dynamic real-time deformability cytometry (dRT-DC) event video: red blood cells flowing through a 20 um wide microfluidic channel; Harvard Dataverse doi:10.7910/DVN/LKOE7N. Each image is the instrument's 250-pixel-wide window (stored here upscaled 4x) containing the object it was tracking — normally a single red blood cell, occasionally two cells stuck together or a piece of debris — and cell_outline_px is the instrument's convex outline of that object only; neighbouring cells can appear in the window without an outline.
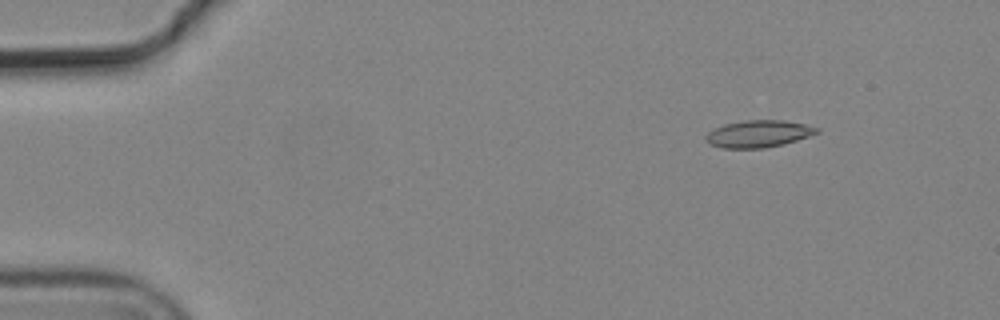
{"species": "common noctule bat (a hibernating species)", "species_latin": "Nyctalus noctula", "temperature_condition": "cold", "stored_images_in_passage": 5, "camera_frame_rate_fps": 3000, "um_per_image_px": 0.085, "animal": {"sex": "male", "body_mass_g": 19.2, "forearm_length_mm": 51.8}, "frame": {"image": 1, "passage_image": 1, "time_ms": 0.0, "image_size_px": [1000, 320], "cell_outline_px": [[820, 132], [784, 144], [764, 148], [724, 148], [708, 144], [704, 140], [704, 136], [708, 132], [724, 124], [744, 120], [784, 120], [804, 124], [820, 128]], "centroid_in_image_um": [64.45, 11.37], "position_along_channel_um": 20.6, "area_um2": 17.57}}
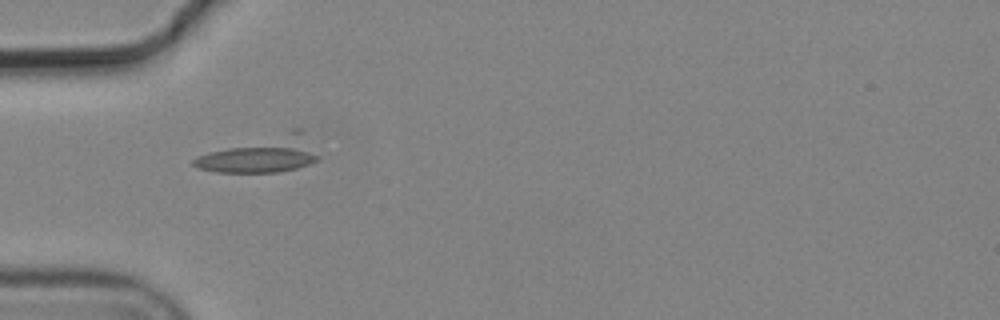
{"frame": {"image": 2, "passage_image": 4, "time_ms": 1.0, "image_size_px": [1000, 320], "cell_outline_px": [[320, 156], [316, 160], [308, 164], [296, 168], [280, 172], [216, 172], [196, 168], [192, 164], [192, 160], [196, 156], [208, 152], [292, 128], [300, 128]], "centroid_in_image_um": [22.22, 13.12], "position_along_channel_um": 62.8, "area_um2": 26.07}}
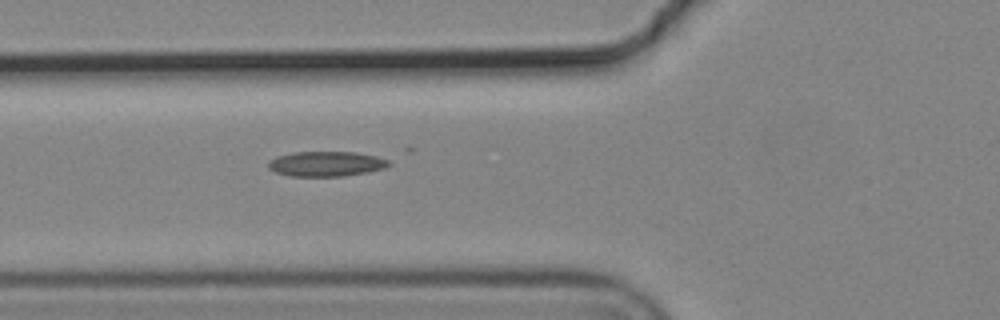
{"frame": {"image": 3, "passage_image": 5, "time_ms": 1.333, "image_size_px": [1000, 320], "cell_outline_px": [[392, 164], [384, 168], [368, 172], [344, 176], [288, 176], [276, 172], [268, 168], [268, 160], [276, 156], [292, 152], [356, 152], [376, 156], [388, 160]], "centroid_in_image_um": [27.7, 13.92], "position_along_channel_um": 98.1, "area_um2": 17.69}}